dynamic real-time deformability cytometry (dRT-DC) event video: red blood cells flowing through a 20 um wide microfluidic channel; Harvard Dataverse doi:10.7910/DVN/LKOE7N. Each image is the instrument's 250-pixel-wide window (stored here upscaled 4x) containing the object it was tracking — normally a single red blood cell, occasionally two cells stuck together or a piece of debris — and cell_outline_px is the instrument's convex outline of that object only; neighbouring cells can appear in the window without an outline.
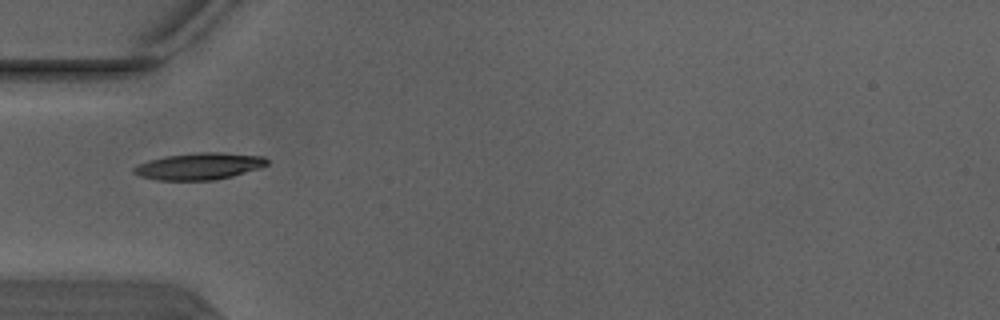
{"species": "Egyptian fruit bat (a non-hibernating species)", "species_latin": "Rousettus aegyptiacus", "temperature_condition": "warm", "stored_images_in_passage": 2, "camera_frame_rate_fps": 3000, "um_per_image_px": 0.085, "animal": {"sex": "male"}, "frame": {"image": 1, "passage_image": 1, "time_ms": 0.0, "image_size_px": [1000, 320], "cell_outline_px": [[268, 164], [232, 176], [212, 180], [156, 180], [140, 176], [132, 172], [132, 168], [148, 160], [164, 156], [196, 152], [216, 152], [264, 156], [268, 160]], "centroid_in_image_um": [16.88, 14.12], "position_along_channel_um": 68.1, "area_um2": 20.63}}
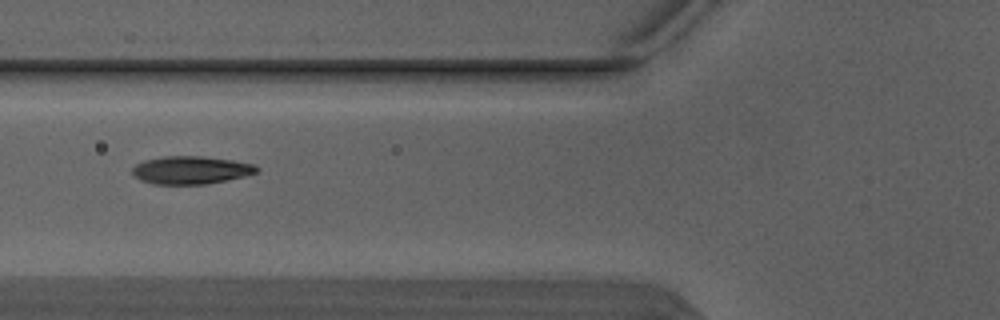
{"frame": {"image": 2, "passage_image": 2, "time_ms": 0.333, "image_size_px": [1000, 320], "cell_outline_px": [[260, 168], [256, 172], [244, 176], [204, 184], [152, 184], [140, 180], [132, 172], [132, 168], [136, 164], [144, 160], [164, 156], [200, 156], [232, 160], [256, 164]], "centroid_in_image_um": [16.21, 14.45], "position_along_channel_um": 109.6, "area_um2": 20.11}}